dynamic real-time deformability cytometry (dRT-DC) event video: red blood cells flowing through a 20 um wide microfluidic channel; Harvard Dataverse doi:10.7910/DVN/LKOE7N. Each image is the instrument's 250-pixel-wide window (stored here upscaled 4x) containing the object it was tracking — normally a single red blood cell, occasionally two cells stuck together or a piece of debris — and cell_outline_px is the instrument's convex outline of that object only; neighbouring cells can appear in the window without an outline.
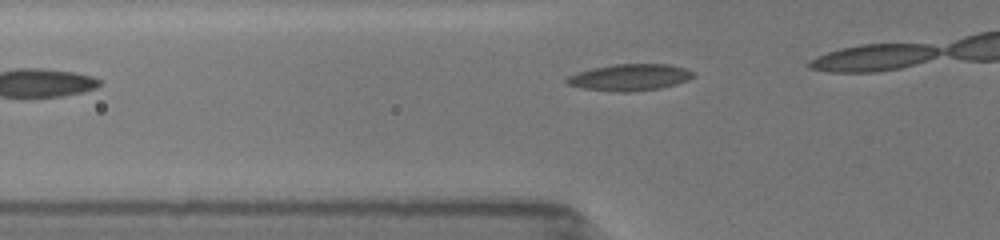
{"species": "common noctule bat (a hibernating species)", "species_latin": "Nyctalus noctula", "temperature_condition": "room temperature", "stored_images_in_passage": 9, "camera_frame_rate_fps": 3000, "um_per_image_px": 0.085, "animal": {"sex": "female", "body_mass_g": 19.5, "forearm_length_mm": 54.1}, "frame": {"image": 1, "passage_image": 3, "time_ms": 0.667, "image_size_px": [1000, 240], "cell_outline_px": [[696, 76], [688, 80], [676, 84], [660, 88], [628, 92], [616, 92], [580, 88], [568, 84], [564, 80], [568, 76], [592, 68], [616, 64], [668, 64], [684, 68], [692, 72]], "centroid_in_image_um": [53.53, 6.58], "position_along_channel_um": 72.3, "area_um2": 19.54}}
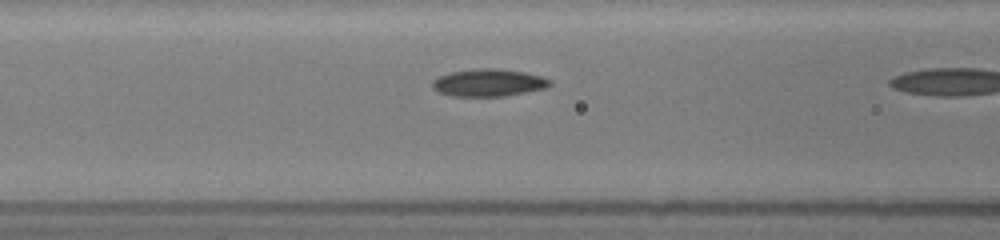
{"frame": {"image": 2, "passage_image": 7, "time_ms": 2.0, "image_size_px": [1000, 240], "cell_outline_px": [[552, 84], [544, 88], [504, 96], [452, 96], [436, 92], [432, 88], [432, 80], [440, 76], [452, 72], [484, 68], [492, 68], [520, 72], [540, 76], [552, 80]], "centroid_in_image_um": [41.48, 7.04], "position_along_channel_um": 125.1, "area_um2": 18.44}}